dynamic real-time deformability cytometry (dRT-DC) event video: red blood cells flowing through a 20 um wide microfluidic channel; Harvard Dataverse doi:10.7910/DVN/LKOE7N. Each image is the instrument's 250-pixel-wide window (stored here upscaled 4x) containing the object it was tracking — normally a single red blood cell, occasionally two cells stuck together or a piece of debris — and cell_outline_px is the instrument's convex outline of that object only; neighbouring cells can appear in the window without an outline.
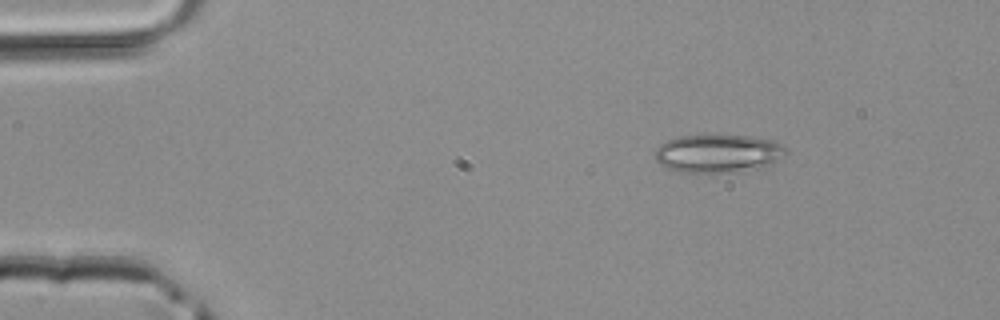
{"species": "common noctule bat (a hibernating species)", "species_latin": "Nyctalus noctula", "temperature_condition": "room temperature", "stored_images_in_passage": 5, "camera_frame_rate_fps": 3000, "um_per_image_px": 0.085, "animal": {"sex": "male", "body_mass_g": 20.4}, "frame": {"image": 1, "passage_image": 2, "time_ms": 0.333, "image_size_px": [1000, 320], "cell_outline_px": [[788, 152], [764, 164], [728, 172], [680, 172], [668, 168], [660, 164], [656, 160], [656, 148], [660, 144], [668, 140], [680, 136], [748, 136], [772, 140], [788, 148]], "centroid_in_image_um": [60.94, 13.02], "position_along_channel_um": 24.1, "area_um2": 27.98}}
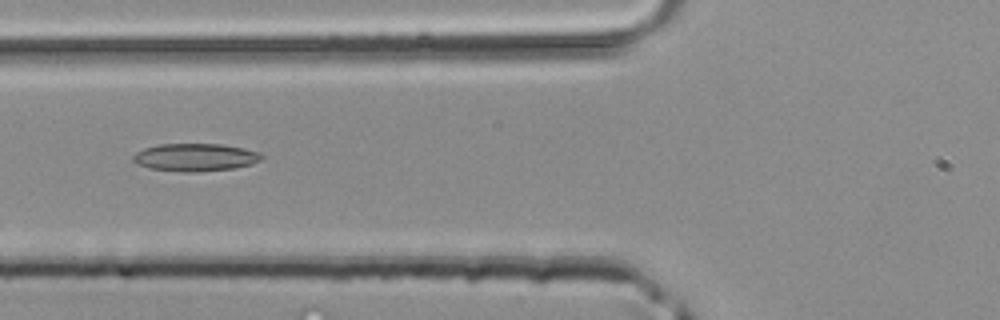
{"frame": {"image": 2, "passage_image": 5, "time_ms": 1.333, "image_size_px": [1000, 320], "cell_outline_px": [[264, 156], [260, 160], [252, 164], [232, 168], [196, 172], [184, 172], [148, 168], [136, 164], [132, 160], [132, 156], [136, 152], [144, 148], [160, 144], [220, 144], [244, 148], [256, 152]], "centroid_in_image_um": [16.55, 13.37], "position_along_channel_um": 109.3, "area_um2": 20.69}}